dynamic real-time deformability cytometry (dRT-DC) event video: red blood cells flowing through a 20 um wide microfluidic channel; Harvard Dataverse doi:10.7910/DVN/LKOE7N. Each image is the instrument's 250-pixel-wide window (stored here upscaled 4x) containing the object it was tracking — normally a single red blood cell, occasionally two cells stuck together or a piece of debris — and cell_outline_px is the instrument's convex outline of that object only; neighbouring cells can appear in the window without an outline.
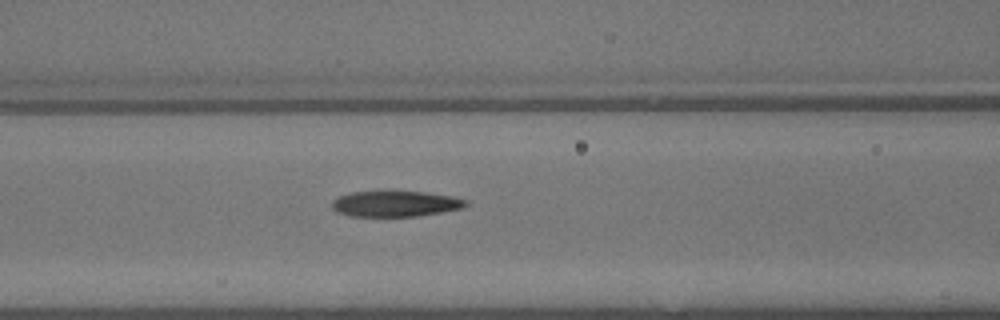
{"species": "common noctule bat (a hibernating species)", "species_latin": "Nyctalus noctula", "temperature_condition": "warm", "stored_images_in_passage": 7, "camera_frame_rate_fps": 3000, "um_per_image_px": 0.085, "animal": {"sex": "male", "body_mass_g": 13.3}, "frame": {"image": 1, "passage_image": 6, "time_ms": 1.667, "image_size_px": [1000, 320], "cell_outline_px": [[468, 204], [464, 208], [416, 216], [348, 216], [336, 212], [332, 208], [332, 200], [340, 196], [352, 192], [376, 188], [428, 192], [452, 196], [468, 200]], "centroid_in_image_um": [33.58, 17.27], "position_along_channel_um": 133.0, "area_um2": 21.1}}